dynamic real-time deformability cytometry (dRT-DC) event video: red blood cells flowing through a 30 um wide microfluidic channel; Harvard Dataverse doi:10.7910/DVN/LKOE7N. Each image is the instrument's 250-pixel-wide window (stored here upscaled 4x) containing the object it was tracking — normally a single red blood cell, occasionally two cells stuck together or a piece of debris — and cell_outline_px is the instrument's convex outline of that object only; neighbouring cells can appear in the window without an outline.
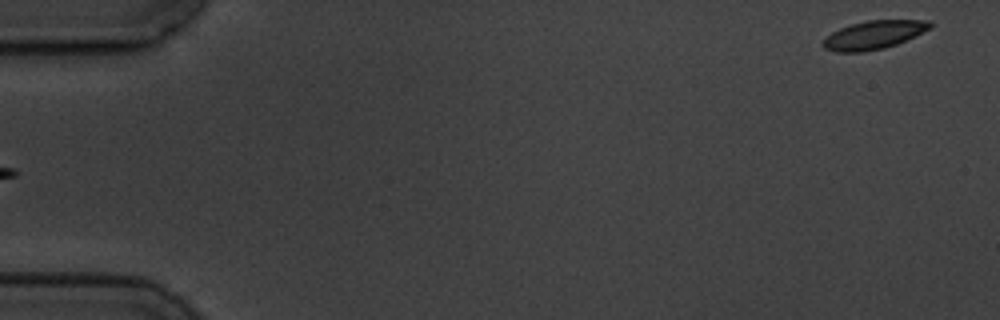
{"species": "common noctule bat (a hibernating species)", "species_latin": "Nyctalus noctula", "temperature_condition": "cold", "stored_images_in_passage": 6, "segment_of_instrument_passage": [2, 2], "camera_frame_rate_fps": 3000, "um_per_image_px": 0.085, "animal": {"sex": "male", "body_mass_g": 19.5, "forearm_length_mm": 54.6}, "frame": {"image": 1, "passage_image": 6, "time_ms": 5.667, "image_size_px": [1000, 320], "cell_outline_px": [[936, 24], [932, 28], [896, 44], [884, 48], [860, 52], [836, 52], [824, 48], [820, 44], [832, 32], [840, 28], [852, 24], [868, 20], [928, 20]], "centroid_in_image_um": [74.29, 2.96], "position_along_channel_um": 10.7, "area_um2": 17.69}}